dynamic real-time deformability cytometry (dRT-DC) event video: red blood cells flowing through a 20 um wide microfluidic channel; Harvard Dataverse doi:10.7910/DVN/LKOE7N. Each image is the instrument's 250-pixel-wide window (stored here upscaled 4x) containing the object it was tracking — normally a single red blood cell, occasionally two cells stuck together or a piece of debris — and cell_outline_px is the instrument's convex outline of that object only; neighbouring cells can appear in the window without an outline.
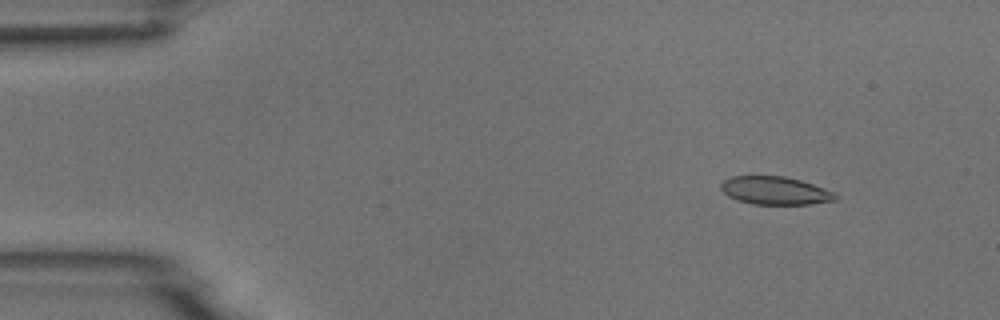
{"species": "common noctule bat (a hibernating species)", "species_latin": "Nyctalus noctula", "temperature_condition": "room temperature", "stored_images_in_passage": 5, "camera_frame_rate_fps": 3000, "um_per_image_px": 0.085, "animal": {"sex": "male", "body_mass_g": 18.8}, "frame": {"image": 1, "passage_image": 2, "time_ms": 1.333, "image_size_px": [1000, 320], "cell_outline_px": [[836, 200], [812, 204], [752, 204], [736, 200], [728, 196], [720, 188], [720, 184], [724, 180], [732, 176], [784, 176], [800, 180], [836, 192]], "centroid_in_image_um": [65.87, 16.2], "position_along_channel_um": 19.1, "area_um2": 18.73}}
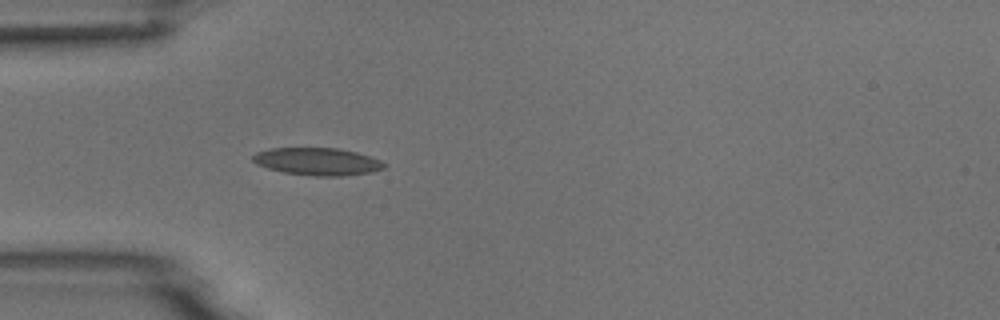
{"frame": {"image": 2, "passage_image": 5, "time_ms": 4.667, "image_size_px": [1000, 320], "cell_outline_px": [[388, 164], [384, 168], [372, 172], [340, 176], [312, 176], [284, 172], [268, 168], [256, 164], [252, 160], [252, 156], [256, 152], [272, 148], [336, 148], [356, 152], [380, 160]], "centroid_in_image_um": [26.98, 13.73], "position_along_channel_um": 58.0, "area_um2": 20.98}}